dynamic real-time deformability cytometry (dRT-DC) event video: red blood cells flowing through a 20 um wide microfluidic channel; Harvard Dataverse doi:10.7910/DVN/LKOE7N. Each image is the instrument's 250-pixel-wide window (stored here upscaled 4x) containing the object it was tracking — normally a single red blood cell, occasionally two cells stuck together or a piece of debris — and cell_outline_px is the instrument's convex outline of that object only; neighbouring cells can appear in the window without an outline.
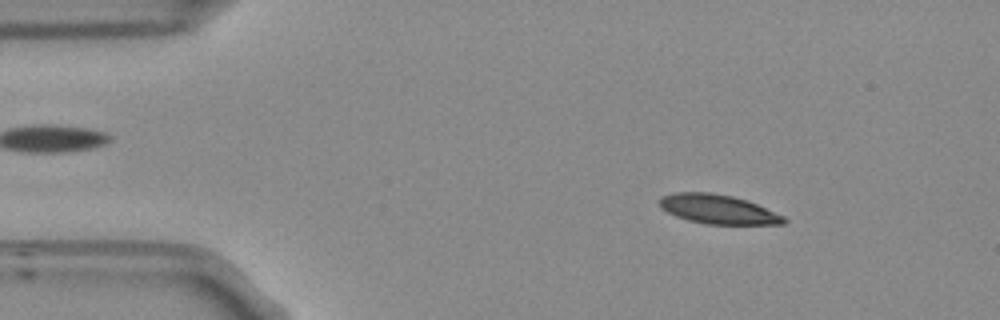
{"species": "Egyptian fruit bat (a non-hibernating species)", "species_latin": "Rousettus aegyptiacus", "temperature_condition": "room temperature", "stored_images_in_passage": 16, "camera_frame_rate_fps": 3000, "um_per_image_px": 0.085, "frame": {"image": 1, "passage_image": 7, "time_ms": 2.0, "image_size_px": [1000, 320], "cell_outline_px": [[788, 220], [784, 224], [708, 224], [688, 220], [676, 216], [660, 208], [656, 200], [660, 196], [676, 192], [712, 192], [732, 196], [748, 200], [784, 216]], "centroid_in_image_um": [60.99, 17.77], "position_along_channel_um": 24.0, "area_um2": 21.39}}
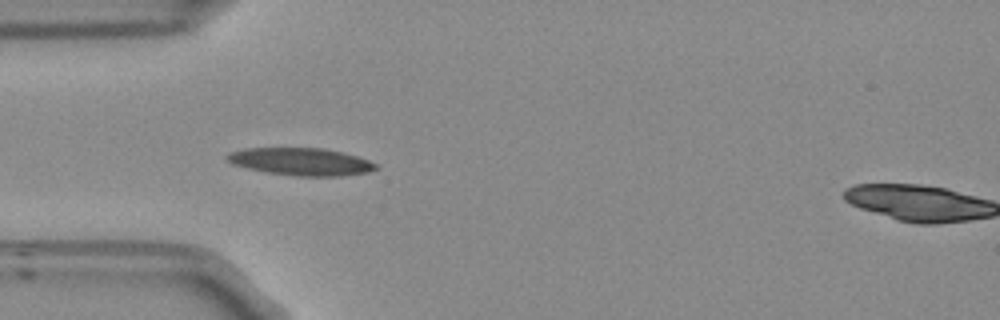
{"frame": {"image": 2, "passage_image": 15, "time_ms": 4.667, "image_size_px": [1000, 320], "cell_outline_px": [[376, 168], [368, 172], [340, 176], [296, 176], [268, 172], [248, 168], [232, 164], [224, 156], [228, 152], [244, 148], [324, 148], [356, 156], [368, 160], [376, 164]], "centroid_in_image_um": [25.53, 13.73], "position_along_channel_um": 59.5, "area_um2": 23.64}}